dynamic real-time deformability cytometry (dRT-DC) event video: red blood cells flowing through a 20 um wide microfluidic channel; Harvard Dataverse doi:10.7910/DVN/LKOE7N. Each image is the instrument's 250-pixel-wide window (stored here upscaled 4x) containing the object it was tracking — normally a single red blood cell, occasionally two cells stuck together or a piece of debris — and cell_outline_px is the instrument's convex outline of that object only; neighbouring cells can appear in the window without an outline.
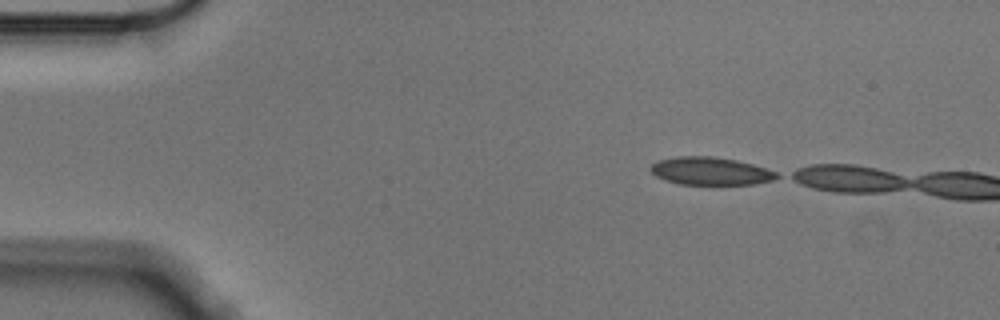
{"species": "Egyptian fruit bat (a non-hibernating species)", "species_latin": "Rousettus aegyptiacus", "temperature_condition": "cold", "stored_images_in_passage": 6, "camera_frame_rate_fps": 3000, "um_per_image_px": 0.085, "animal": {"sex": "male"}, "frame": {"image": 1, "passage_image": 1, "time_ms": 0.0, "image_size_px": [1000, 320], "cell_outline_px": [[780, 176], [772, 180], [756, 184], [680, 184], [664, 180], [656, 176], [648, 168], [652, 164], [660, 160], [676, 156], [712, 156], [736, 160], [752, 164], [776, 172]], "centroid_in_image_um": [60.37, 14.54], "position_along_channel_um": 24.6, "area_um2": 20.35}}